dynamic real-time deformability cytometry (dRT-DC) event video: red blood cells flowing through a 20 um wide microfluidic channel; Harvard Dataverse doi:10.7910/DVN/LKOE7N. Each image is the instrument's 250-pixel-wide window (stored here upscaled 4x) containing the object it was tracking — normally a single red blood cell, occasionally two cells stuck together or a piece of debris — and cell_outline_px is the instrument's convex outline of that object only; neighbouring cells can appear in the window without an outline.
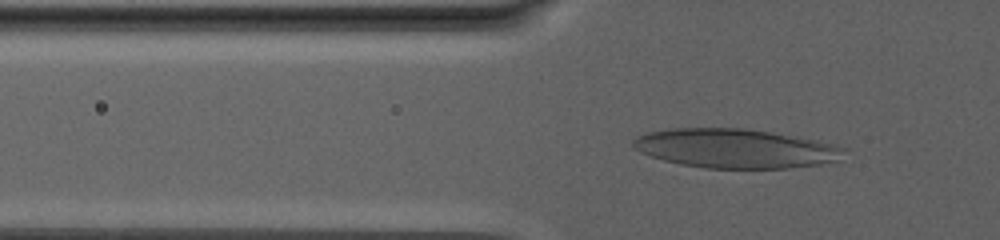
{"species": "human", "species_latin": "Homo sapiens", "temperature_condition": "warm", "stored_images_in_passage": 86, "camera_frame_rate_fps": 3000, "um_per_image_px": 0.085, "donor": {"sex": "male"}, "frame": {"image": 1, "passage_image": 32, "time_ms": 10.333, "image_size_px": [1000, 240], "cell_outline_px": [[848, 148], [836, 160], [820, 164], [788, 168], [704, 168], [680, 164], [664, 160], [640, 152], [632, 148], [632, 140], [636, 136], [648, 132], [672, 128], [744, 128], [816, 140]], "centroid_in_image_um": [62.45, 12.61], "position_along_channel_um": 63.4, "area_um2": 47.92}}
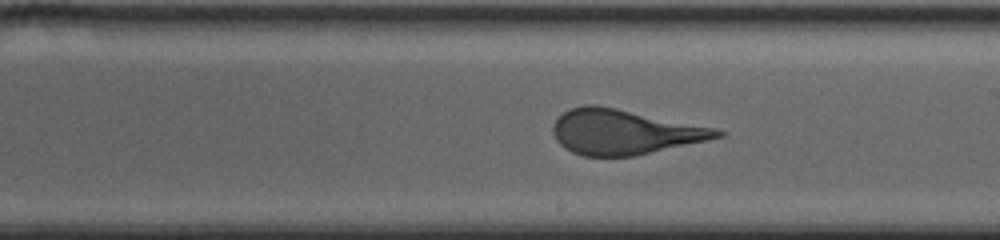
{"frame": {"image": 2, "passage_image": 54, "time_ms": 17.667, "image_size_px": [1000, 240], "cell_outline_px": [[724, 136], [636, 156], [584, 156], [572, 152], [564, 148], [556, 140], [552, 132], [552, 124], [556, 116], [568, 108], [584, 104], [596, 104], [716, 128], [724, 132]], "centroid_in_image_um": [52.98, 11.2], "position_along_channel_um": 236.0, "area_um2": 43.18}}
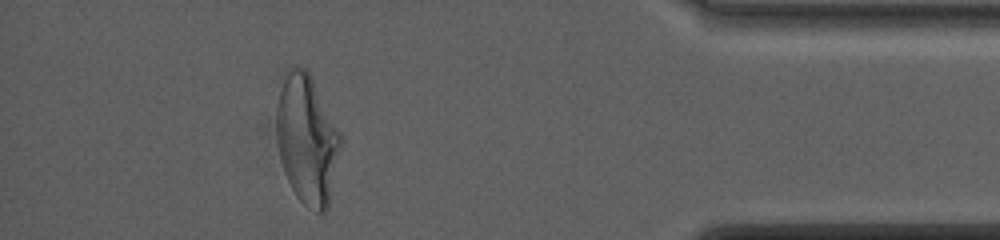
{"frame": {"image": 3, "passage_image": 79, "time_ms": 26.0, "image_size_px": [1000, 240], "cell_outline_px": [[340, 148], [328, 208], [324, 212], [316, 212], [304, 204], [296, 196], [284, 172], [280, 160], [276, 140], [276, 104], [284, 68], [288, 64], [292, 64], [308, 68], [340, 132]], "centroid_in_image_um": [26.05, 11.74], "position_along_channel_um": 409.2, "area_um2": 48.96}}